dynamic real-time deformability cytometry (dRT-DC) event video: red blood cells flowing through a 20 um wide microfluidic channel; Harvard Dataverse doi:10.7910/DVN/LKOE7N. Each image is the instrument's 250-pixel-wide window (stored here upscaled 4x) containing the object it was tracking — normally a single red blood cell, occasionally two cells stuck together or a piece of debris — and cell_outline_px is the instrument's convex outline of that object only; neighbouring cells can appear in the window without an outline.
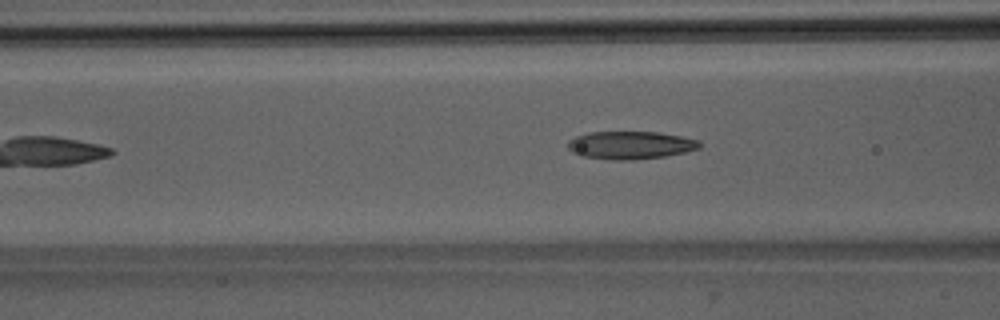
{"species": "Egyptian fruit bat (a non-hibernating species)", "species_latin": "Rousettus aegyptiacus", "temperature_condition": "room temperature", "stored_images_in_passage": 5, "camera_frame_rate_fps": 3000, "um_per_image_px": 0.085, "animal": {"sex": "male"}, "frame": {"image": 1, "passage_image": 5, "time_ms": 4.667, "image_size_px": [1000, 320], "cell_outline_px": [[700, 148], [684, 152], [664, 156], [632, 160], [612, 160], [584, 156], [572, 152], [568, 148], [568, 140], [576, 136], [588, 132], [660, 132], [700, 140]], "centroid_in_image_um": [53.58, 12.33], "position_along_channel_um": 113.0, "area_um2": 21.33}}